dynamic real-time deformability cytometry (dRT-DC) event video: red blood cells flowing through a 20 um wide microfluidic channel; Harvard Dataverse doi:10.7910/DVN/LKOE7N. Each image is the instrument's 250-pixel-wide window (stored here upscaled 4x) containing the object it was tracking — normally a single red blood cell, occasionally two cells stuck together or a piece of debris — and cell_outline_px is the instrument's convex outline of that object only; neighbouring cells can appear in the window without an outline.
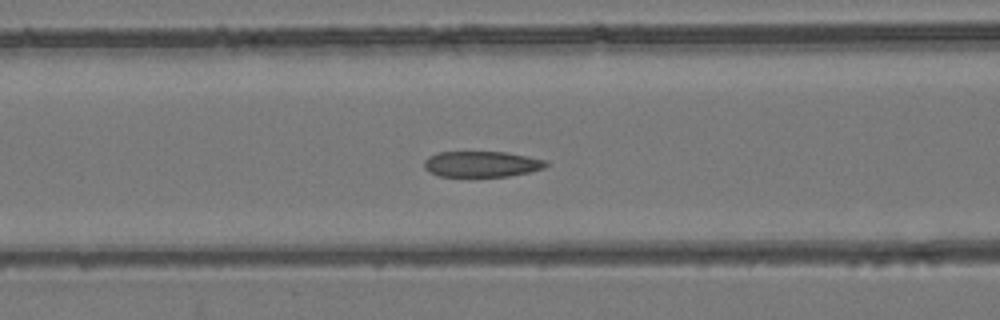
{"species": "common noctule bat (a hibernating species)", "species_latin": "Nyctalus noctula", "temperature_condition": "room temperature", "stored_images_in_passage": 54, "camera_frame_rate_fps": 3000, "um_per_image_px": 0.085, "animal": {"sex": "female", "body_mass_g": 24.6, "forearm_length_mm": 56.2}, "frame": {"image": 1, "passage_image": 22, "time_ms": 7.0, "image_size_px": [1000, 320], "cell_outline_px": [[548, 164], [544, 168], [528, 172], [508, 176], [440, 176], [428, 172], [424, 168], [424, 160], [428, 156], [436, 152], [508, 152], [548, 160]], "centroid_in_image_um": [40.93, 13.94], "position_along_channel_um": 125.7, "area_um2": 18.44}}
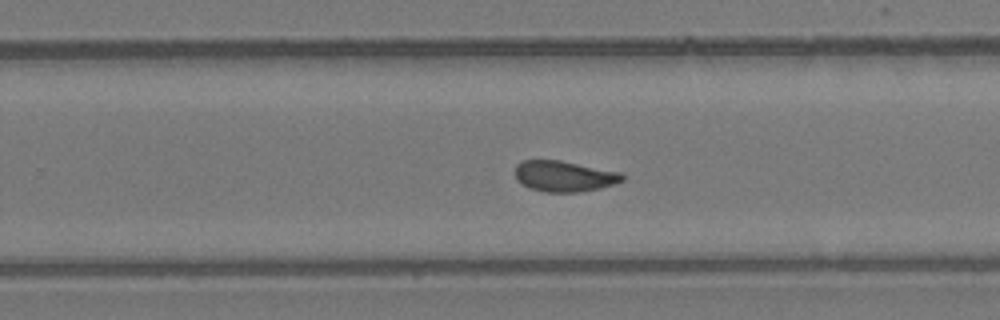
{"frame": {"image": 2, "passage_image": 34, "time_ms": 11.0, "image_size_px": [1000, 320], "cell_outline_px": [[624, 180], [600, 188], [580, 192], [544, 192], [520, 184], [516, 180], [516, 164], [520, 160], [560, 160], [620, 172], [624, 176]], "centroid_in_image_um": [47.92, 14.97], "position_along_channel_um": 281.9, "area_um2": 19.25}}
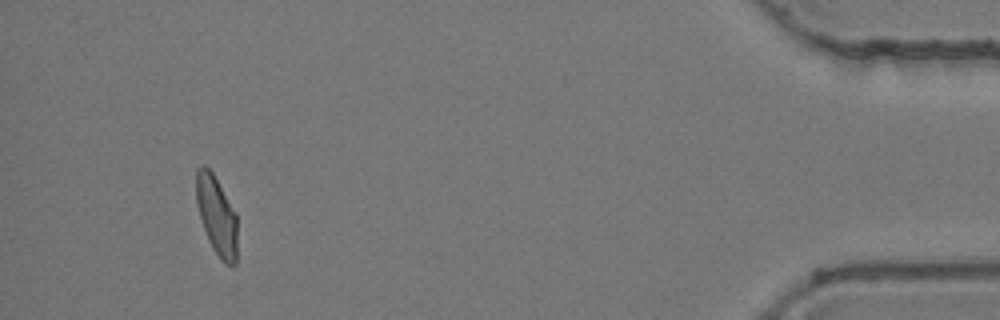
{"frame": {"image": 3, "passage_image": 50, "time_ms": 16.333, "image_size_px": [1000, 320], "cell_outline_px": [[236, 264], [224, 264], [212, 248], [208, 240], [196, 204], [196, 168], [200, 164], [204, 164], [212, 172], [236, 212]], "centroid_in_image_um": [18.39, 18.29], "position_along_channel_um": 416.8, "area_um2": 18.84}, "authors_computed_cell_mechanics": {"area_um2": 19.7676, "velocity_mm_per_s": 3.9123, "shape_relaxation_time_tau1_ms": null, "shape_relaxation_time_tau2_ms": 1.7862, "deformation_change_tau1": null, "deformation_change_tau2": 0.0888}}